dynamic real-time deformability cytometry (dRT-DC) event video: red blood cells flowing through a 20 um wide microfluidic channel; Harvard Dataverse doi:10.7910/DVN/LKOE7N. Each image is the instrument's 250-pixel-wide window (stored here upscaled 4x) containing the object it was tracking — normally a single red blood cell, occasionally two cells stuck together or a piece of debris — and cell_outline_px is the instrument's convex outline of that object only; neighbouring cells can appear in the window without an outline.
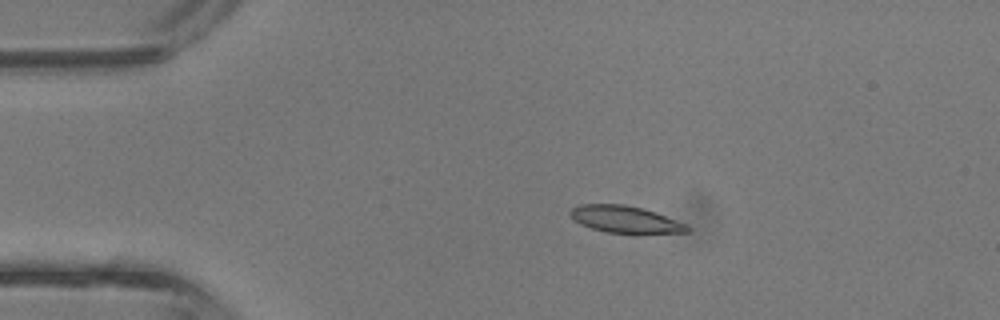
{"species": "common noctule bat (a hibernating species)", "species_latin": "Nyctalus noctula", "temperature_condition": "room temperature", "stored_images_in_passage": 43, "camera_frame_rate_fps": 3000, "um_per_image_px": 0.085, "animal": {"sex": "male", "body_mass_g": 13.3}, "frame": {"image": 1, "passage_image": 9, "time_ms": 2.667, "image_size_px": [1000, 320], "cell_outline_px": [[692, 228], [688, 232], [640, 236], [636, 236], [608, 232], [592, 228], [580, 224], [572, 220], [568, 212], [572, 208], [580, 204], [624, 204], [644, 208], [656, 212], [688, 224]], "centroid_in_image_um": [53.23, 18.69], "position_along_channel_um": 31.8, "area_um2": 19.48}}
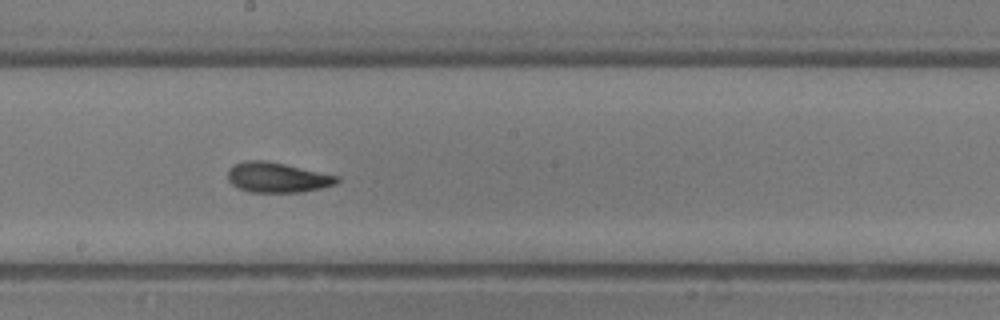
{"frame": {"image": 2, "passage_image": 24, "time_ms": 7.667, "image_size_px": [1000, 320], "cell_outline_px": [[340, 180], [336, 184], [320, 188], [300, 192], [252, 192], [240, 188], [232, 184], [228, 180], [228, 168], [244, 160], [264, 160], [284, 164], [340, 176]], "centroid_in_image_um": [23.57, 15.08], "position_along_channel_um": 224.6, "area_um2": 19.02}}
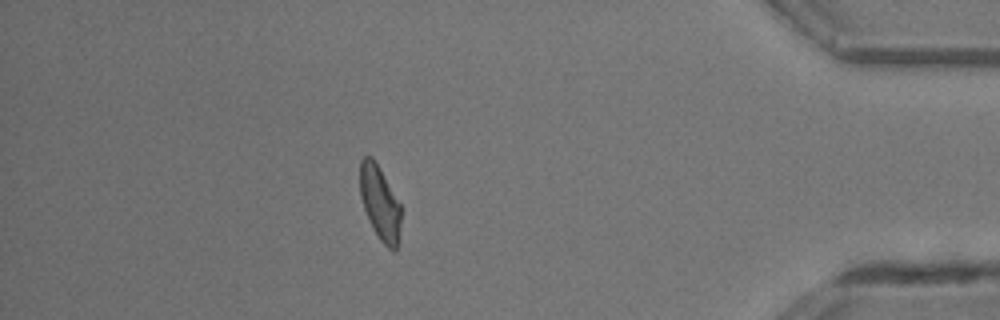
{"frame": {"image": 3, "passage_image": 38, "time_ms": 12.333, "image_size_px": [1000, 320], "cell_outline_px": [[400, 224], [396, 252], [392, 252], [380, 240], [364, 208], [360, 196], [360, 160], [364, 156], [372, 156], [380, 168], [400, 204]], "centroid_in_image_um": [32.29, 17.23], "position_along_channel_um": 402.9, "area_um2": 17.4}, "authors_computed_cell_mechanics": {"area_um2": 18.6116, "velocity_mm_per_s": 4.8248, "shape_relaxation_time_tau1_ms": 2.9278, "shape_relaxation_time_tau2_ms": 1.7142, "deformation_change_tau1": 0.147, "deformation_change_tau2": 0.082}}